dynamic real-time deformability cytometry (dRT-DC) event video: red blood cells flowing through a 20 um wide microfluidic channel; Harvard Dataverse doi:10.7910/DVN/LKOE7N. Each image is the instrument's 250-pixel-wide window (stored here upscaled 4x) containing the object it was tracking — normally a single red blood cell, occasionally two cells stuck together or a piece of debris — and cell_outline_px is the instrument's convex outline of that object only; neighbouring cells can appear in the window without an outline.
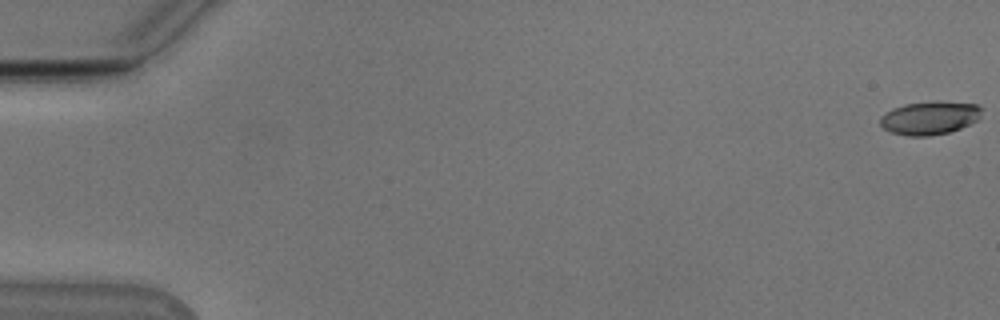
{"species": "Egyptian fruit bat (a non-hibernating species)", "species_latin": "Rousettus aegyptiacus", "temperature_condition": "cold", "stored_images_in_passage": 23, "camera_frame_rate_fps": 3000, "um_per_image_px": 0.085, "animal": {"sex": "male"}, "frame": {"image": 1, "passage_image": 1, "time_ms": 0.0, "image_size_px": [1000, 320], "cell_outline_px": [[984, 108], [980, 116], [976, 120], [960, 128], [948, 132], [928, 136], [908, 136], [892, 132], [884, 128], [880, 124], [880, 116], [884, 112], [892, 108], [904, 104], [980, 104]], "centroid_in_image_um": [78.98, 10.06], "position_along_channel_um": 6.0, "area_um2": 18.9}}